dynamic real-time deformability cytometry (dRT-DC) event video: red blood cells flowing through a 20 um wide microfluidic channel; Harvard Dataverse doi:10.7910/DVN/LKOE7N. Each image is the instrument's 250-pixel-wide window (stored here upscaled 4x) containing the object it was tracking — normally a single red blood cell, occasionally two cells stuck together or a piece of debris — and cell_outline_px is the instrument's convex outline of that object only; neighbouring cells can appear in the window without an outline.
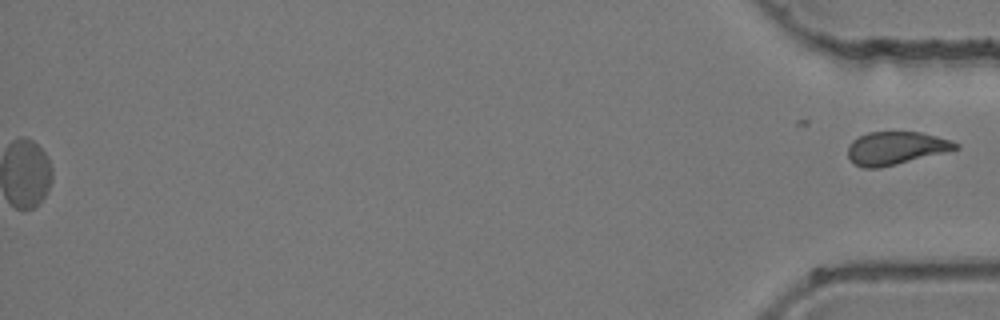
{"species": "common noctule bat (a hibernating species)", "species_latin": "Nyctalus noctula", "temperature_condition": "room temperature", "stored_images_in_passage": 49, "segment_of_instrument_passage": [2, 2], "camera_frame_rate_fps": 3000, "um_per_image_px": 0.085, "animal": {"sex": "female", "body_mass_g": 24.6, "forearm_length_mm": 56.2}, "frame": {"image": 1, "passage_image": 49, "time_ms": 16.0, "image_size_px": [1000, 320], "cell_outline_px": [[960, 148], [880, 168], [864, 168], [848, 160], [848, 144], [852, 140], [868, 132], [920, 132], [952, 140], [960, 144]], "centroid_in_image_um": [76.12, 12.58], "position_along_channel_um": 359.1, "area_um2": 20.63}}